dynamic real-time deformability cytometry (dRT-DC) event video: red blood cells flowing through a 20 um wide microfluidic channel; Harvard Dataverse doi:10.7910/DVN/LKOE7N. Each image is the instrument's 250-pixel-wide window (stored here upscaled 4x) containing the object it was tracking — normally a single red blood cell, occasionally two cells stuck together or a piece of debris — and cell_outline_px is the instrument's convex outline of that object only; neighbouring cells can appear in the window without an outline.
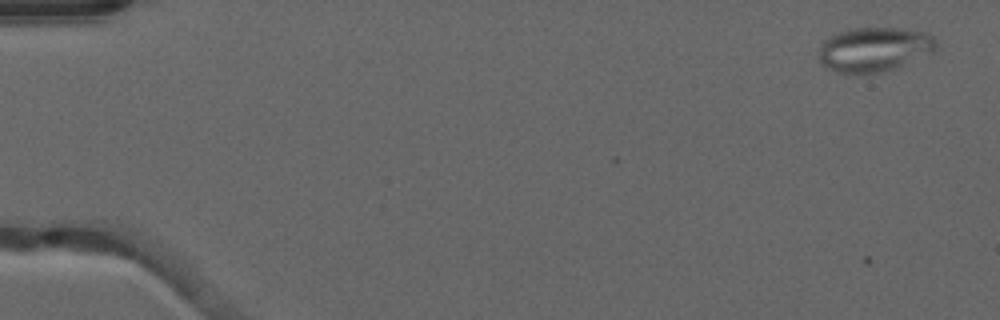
{"species": "common noctule bat (a hibernating species)", "species_latin": "Nyctalus noctula", "temperature_condition": "warm", "stored_images_in_passage": 8, "camera_frame_rate_fps": 3000, "um_per_image_px": 0.085, "animal": {"sex": "male", "forearm_length_mm": 52.5}, "frame": {"image": 1, "passage_image": 1, "time_ms": 0.0, "image_size_px": [1000, 320], "cell_outline_px": [[936, 48], [932, 52], [892, 68], [880, 72], [836, 72], [824, 68], [820, 60], [820, 44], [828, 36], [836, 32], [852, 28], [904, 28], [928, 32], [936, 40]], "centroid_in_image_um": [74.27, 4.16], "position_along_channel_um": 10.7, "area_um2": 30.11}}